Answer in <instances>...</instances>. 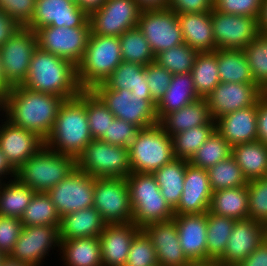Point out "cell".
Listing matches in <instances>:
<instances>
[{
	"label": "cell",
	"mask_w": 267,
	"mask_h": 266,
	"mask_svg": "<svg viewBox=\"0 0 267 266\" xmlns=\"http://www.w3.org/2000/svg\"><path fill=\"white\" fill-rule=\"evenodd\" d=\"M216 49L243 50L260 33L258 19L211 11Z\"/></svg>",
	"instance_id": "2e32d148"
},
{
	"label": "cell",
	"mask_w": 267,
	"mask_h": 266,
	"mask_svg": "<svg viewBox=\"0 0 267 266\" xmlns=\"http://www.w3.org/2000/svg\"><path fill=\"white\" fill-rule=\"evenodd\" d=\"M167 8L176 14L211 12L213 0H168Z\"/></svg>",
	"instance_id": "9f6ffc18"
},
{
	"label": "cell",
	"mask_w": 267,
	"mask_h": 266,
	"mask_svg": "<svg viewBox=\"0 0 267 266\" xmlns=\"http://www.w3.org/2000/svg\"><path fill=\"white\" fill-rule=\"evenodd\" d=\"M188 164L189 160L174 158L152 173L159 185L162 196L173 210L181 199Z\"/></svg>",
	"instance_id": "e575fe53"
},
{
	"label": "cell",
	"mask_w": 267,
	"mask_h": 266,
	"mask_svg": "<svg viewBox=\"0 0 267 266\" xmlns=\"http://www.w3.org/2000/svg\"><path fill=\"white\" fill-rule=\"evenodd\" d=\"M106 223L94 207L65 214L60 219L59 239L99 237Z\"/></svg>",
	"instance_id": "83f0119b"
},
{
	"label": "cell",
	"mask_w": 267,
	"mask_h": 266,
	"mask_svg": "<svg viewBox=\"0 0 267 266\" xmlns=\"http://www.w3.org/2000/svg\"><path fill=\"white\" fill-rule=\"evenodd\" d=\"M119 37L90 34L82 61L77 65V80L82 90L104 83L122 62Z\"/></svg>",
	"instance_id": "5b68a950"
},
{
	"label": "cell",
	"mask_w": 267,
	"mask_h": 266,
	"mask_svg": "<svg viewBox=\"0 0 267 266\" xmlns=\"http://www.w3.org/2000/svg\"><path fill=\"white\" fill-rule=\"evenodd\" d=\"M200 99L194 87L191 73L173 75L163 97L156 104V115L160 121L166 114L177 111Z\"/></svg>",
	"instance_id": "f546056e"
},
{
	"label": "cell",
	"mask_w": 267,
	"mask_h": 266,
	"mask_svg": "<svg viewBox=\"0 0 267 266\" xmlns=\"http://www.w3.org/2000/svg\"><path fill=\"white\" fill-rule=\"evenodd\" d=\"M65 266H103L99 237L60 240Z\"/></svg>",
	"instance_id": "1f68e13d"
},
{
	"label": "cell",
	"mask_w": 267,
	"mask_h": 266,
	"mask_svg": "<svg viewBox=\"0 0 267 266\" xmlns=\"http://www.w3.org/2000/svg\"><path fill=\"white\" fill-rule=\"evenodd\" d=\"M180 246L190 261L207 260V213L175 215Z\"/></svg>",
	"instance_id": "d4e9b609"
},
{
	"label": "cell",
	"mask_w": 267,
	"mask_h": 266,
	"mask_svg": "<svg viewBox=\"0 0 267 266\" xmlns=\"http://www.w3.org/2000/svg\"><path fill=\"white\" fill-rule=\"evenodd\" d=\"M248 219L267 226V176L248 181Z\"/></svg>",
	"instance_id": "c3c4849f"
},
{
	"label": "cell",
	"mask_w": 267,
	"mask_h": 266,
	"mask_svg": "<svg viewBox=\"0 0 267 266\" xmlns=\"http://www.w3.org/2000/svg\"><path fill=\"white\" fill-rule=\"evenodd\" d=\"M237 266H267V239Z\"/></svg>",
	"instance_id": "91938a15"
},
{
	"label": "cell",
	"mask_w": 267,
	"mask_h": 266,
	"mask_svg": "<svg viewBox=\"0 0 267 266\" xmlns=\"http://www.w3.org/2000/svg\"><path fill=\"white\" fill-rule=\"evenodd\" d=\"M38 47L36 32L21 26L15 34L0 47V62L4 81L10 86L21 85L29 71L30 61Z\"/></svg>",
	"instance_id": "30bf717a"
},
{
	"label": "cell",
	"mask_w": 267,
	"mask_h": 266,
	"mask_svg": "<svg viewBox=\"0 0 267 266\" xmlns=\"http://www.w3.org/2000/svg\"><path fill=\"white\" fill-rule=\"evenodd\" d=\"M22 228L20 218L0 215V252L4 256H8L13 250Z\"/></svg>",
	"instance_id": "db71d44e"
},
{
	"label": "cell",
	"mask_w": 267,
	"mask_h": 266,
	"mask_svg": "<svg viewBox=\"0 0 267 266\" xmlns=\"http://www.w3.org/2000/svg\"><path fill=\"white\" fill-rule=\"evenodd\" d=\"M232 156L247 181L267 176V145L258 140L232 146Z\"/></svg>",
	"instance_id": "836d02e7"
},
{
	"label": "cell",
	"mask_w": 267,
	"mask_h": 266,
	"mask_svg": "<svg viewBox=\"0 0 267 266\" xmlns=\"http://www.w3.org/2000/svg\"><path fill=\"white\" fill-rule=\"evenodd\" d=\"M257 140L267 145V93L257 102Z\"/></svg>",
	"instance_id": "6f0895ef"
},
{
	"label": "cell",
	"mask_w": 267,
	"mask_h": 266,
	"mask_svg": "<svg viewBox=\"0 0 267 266\" xmlns=\"http://www.w3.org/2000/svg\"><path fill=\"white\" fill-rule=\"evenodd\" d=\"M266 93L255 83H222L220 82L205 98L211 116L217 118L253 105Z\"/></svg>",
	"instance_id": "d6986e66"
},
{
	"label": "cell",
	"mask_w": 267,
	"mask_h": 266,
	"mask_svg": "<svg viewBox=\"0 0 267 266\" xmlns=\"http://www.w3.org/2000/svg\"><path fill=\"white\" fill-rule=\"evenodd\" d=\"M94 180L93 176L76 168L47 192L60 217L93 207Z\"/></svg>",
	"instance_id": "9a60e30c"
},
{
	"label": "cell",
	"mask_w": 267,
	"mask_h": 266,
	"mask_svg": "<svg viewBox=\"0 0 267 266\" xmlns=\"http://www.w3.org/2000/svg\"><path fill=\"white\" fill-rule=\"evenodd\" d=\"M217 67L222 83H254L243 50L216 49Z\"/></svg>",
	"instance_id": "d590c367"
},
{
	"label": "cell",
	"mask_w": 267,
	"mask_h": 266,
	"mask_svg": "<svg viewBox=\"0 0 267 266\" xmlns=\"http://www.w3.org/2000/svg\"><path fill=\"white\" fill-rule=\"evenodd\" d=\"M184 43L198 52L216 50L211 12L177 14Z\"/></svg>",
	"instance_id": "4316f807"
},
{
	"label": "cell",
	"mask_w": 267,
	"mask_h": 266,
	"mask_svg": "<svg viewBox=\"0 0 267 266\" xmlns=\"http://www.w3.org/2000/svg\"><path fill=\"white\" fill-rule=\"evenodd\" d=\"M90 27L46 26L36 31L38 47L42 50L65 58L76 66L82 61Z\"/></svg>",
	"instance_id": "5bb4252c"
},
{
	"label": "cell",
	"mask_w": 267,
	"mask_h": 266,
	"mask_svg": "<svg viewBox=\"0 0 267 266\" xmlns=\"http://www.w3.org/2000/svg\"><path fill=\"white\" fill-rule=\"evenodd\" d=\"M64 101L63 97L16 85L6 93L0 103V111L12 124L33 131L46 140Z\"/></svg>",
	"instance_id": "6da1fadb"
},
{
	"label": "cell",
	"mask_w": 267,
	"mask_h": 266,
	"mask_svg": "<svg viewBox=\"0 0 267 266\" xmlns=\"http://www.w3.org/2000/svg\"><path fill=\"white\" fill-rule=\"evenodd\" d=\"M92 140L86 113V90H82L77 97L61 104L45 146L77 160Z\"/></svg>",
	"instance_id": "3957f363"
},
{
	"label": "cell",
	"mask_w": 267,
	"mask_h": 266,
	"mask_svg": "<svg viewBox=\"0 0 267 266\" xmlns=\"http://www.w3.org/2000/svg\"><path fill=\"white\" fill-rule=\"evenodd\" d=\"M216 130L231 145L257 140V104L215 120Z\"/></svg>",
	"instance_id": "484cf974"
},
{
	"label": "cell",
	"mask_w": 267,
	"mask_h": 266,
	"mask_svg": "<svg viewBox=\"0 0 267 266\" xmlns=\"http://www.w3.org/2000/svg\"><path fill=\"white\" fill-rule=\"evenodd\" d=\"M137 27L145 36L155 56L184 43L177 14L168 8L142 10Z\"/></svg>",
	"instance_id": "4fadbf2b"
},
{
	"label": "cell",
	"mask_w": 267,
	"mask_h": 266,
	"mask_svg": "<svg viewBox=\"0 0 267 266\" xmlns=\"http://www.w3.org/2000/svg\"><path fill=\"white\" fill-rule=\"evenodd\" d=\"M77 168L94 178H126L132 171L129 148L93 139L76 160Z\"/></svg>",
	"instance_id": "ba28073f"
},
{
	"label": "cell",
	"mask_w": 267,
	"mask_h": 266,
	"mask_svg": "<svg viewBox=\"0 0 267 266\" xmlns=\"http://www.w3.org/2000/svg\"><path fill=\"white\" fill-rule=\"evenodd\" d=\"M139 129L140 128L133 123L115 118L101 140L111 145L129 148Z\"/></svg>",
	"instance_id": "816d5d0a"
},
{
	"label": "cell",
	"mask_w": 267,
	"mask_h": 266,
	"mask_svg": "<svg viewBox=\"0 0 267 266\" xmlns=\"http://www.w3.org/2000/svg\"><path fill=\"white\" fill-rule=\"evenodd\" d=\"M232 155V146L215 130L205 143L195 152L189 163L195 167L208 169Z\"/></svg>",
	"instance_id": "ee69618b"
},
{
	"label": "cell",
	"mask_w": 267,
	"mask_h": 266,
	"mask_svg": "<svg viewBox=\"0 0 267 266\" xmlns=\"http://www.w3.org/2000/svg\"><path fill=\"white\" fill-rule=\"evenodd\" d=\"M7 175H10L9 178H16V170L11 166L6 156L0 149V181L3 182V179H7Z\"/></svg>",
	"instance_id": "94428289"
},
{
	"label": "cell",
	"mask_w": 267,
	"mask_h": 266,
	"mask_svg": "<svg viewBox=\"0 0 267 266\" xmlns=\"http://www.w3.org/2000/svg\"><path fill=\"white\" fill-rule=\"evenodd\" d=\"M151 239L159 266H185L190 260L184 254L175 221L153 223L142 229Z\"/></svg>",
	"instance_id": "cb8c5ba5"
},
{
	"label": "cell",
	"mask_w": 267,
	"mask_h": 266,
	"mask_svg": "<svg viewBox=\"0 0 267 266\" xmlns=\"http://www.w3.org/2000/svg\"><path fill=\"white\" fill-rule=\"evenodd\" d=\"M93 207L106 224L132 222L126 178H95Z\"/></svg>",
	"instance_id": "8fae6325"
},
{
	"label": "cell",
	"mask_w": 267,
	"mask_h": 266,
	"mask_svg": "<svg viewBox=\"0 0 267 266\" xmlns=\"http://www.w3.org/2000/svg\"><path fill=\"white\" fill-rule=\"evenodd\" d=\"M0 266H32L30 264H27L25 262H21V261H18L14 258H11L9 255L8 256H4L1 263H0Z\"/></svg>",
	"instance_id": "03108f58"
},
{
	"label": "cell",
	"mask_w": 267,
	"mask_h": 266,
	"mask_svg": "<svg viewBox=\"0 0 267 266\" xmlns=\"http://www.w3.org/2000/svg\"><path fill=\"white\" fill-rule=\"evenodd\" d=\"M139 6L144 9L167 8L168 0H136Z\"/></svg>",
	"instance_id": "be15d7a7"
},
{
	"label": "cell",
	"mask_w": 267,
	"mask_h": 266,
	"mask_svg": "<svg viewBox=\"0 0 267 266\" xmlns=\"http://www.w3.org/2000/svg\"><path fill=\"white\" fill-rule=\"evenodd\" d=\"M58 228L59 226L54 225L23 226L9 256L32 266H41L50 250H56L55 247L59 250Z\"/></svg>",
	"instance_id": "e0dca14e"
},
{
	"label": "cell",
	"mask_w": 267,
	"mask_h": 266,
	"mask_svg": "<svg viewBox=\"0 0 267 266\" xmlns=\"http://www.w3.org/2000/svg\"><path fill=\"white\" fill-rule=\"evenodd\" d=\"M249 193L247 185L237 188L220 189L212 192L209 212L234 220L248 219Z\"/></svg>",
	"instance_id": "4dcf8cb0"
},
{
	"label": "cell",
	"mask_w": 267,
	"mask_h": 266,
	"mask_svg": "<svg viewBox=\"0 0 267 266\" xmlns=\"http://www.w3.org/2000/svg\"><path fill=\"white\" fill-rule=\"evenodd\" d=\"M142 10L136 0H106L89 14L90 34L119 37L138 26Z\"/></svg>",
	"instance_id": "7c38bea8"
},
{
	"label": "cell",
	"mask_w": 267,
	"mask_h": 266,
	"mask_svg": "<svg viewBox=\"0 0 267 266\" xmlns=\"http://www.w3.org/2000/svg\"><path fill=\"white\" fill-rule=\"evenodd\" d=\"M132 222L143 229L153 223L174 218V210L161 194L153 174L131 172L127 177Z\"/></svg>",
	"instance_id": "277c9868"
},
{
	"label": "cell",
	"mask_w": 267,
	"mask_h": 266,
	"mask_svg": "<svg viewBox=\"0 0 267 266\" xmlns=\"http://www.w3.org/2000/svg\"><path fill=\"white\" fill-rule=\"evenodd\" d=\"M212 190L206 169L187 165L181 199L174 215L201 214L209 210Z\"/></svg>",
	"instance_id": "7402d4cb"
},
{
	"label": "cell",
	"mask_w": 267,
	"mask_h": 266,
	"mask_svg": "<svg viewBox=\"0 0 267 266\" xmlns=\"http://www.w3.org/2000/svg\"><path fill=\"white\" fill-rule=\"evenodd\" d=\"M258 22L260 32L267 35V0H263L262 2L261 13Z\"/></svg>",
	"instance_id": "e7e4bbea"
},
{
	"label": "cell",
	"mask_w": 267,
	"mask_h": 266,
	"mask_svg": "<svg viewBox=\"0 0 267 266\" xmlns=\"http://www.w3.org/2000/svg\"><path fill=\"white\" fill-rule=\"evenodd\" d=\"M185 266H223L218 260L190 261Z\"/></svg>",
	"instance_id": "a7ac6f4b"
},
{
	"label": "cell",
	"mask_w": 267,
	"mask_h": 266,
	"mask_svg": "<svg viewBox=\"0 0 267 266\" xmlns=\"http://www.w3.org/2000/svg\"><path fill=\"white\" fill-rule=\"evenodd\" d=\"M61 217L47 193L35 192L20 221L23 226L60 225Z\"/></svg>",
	"instance_id": "60d3db41"
},
{
	"label": "cell",
	"mask_w": 267,
	"mask_h": 266,
	"mask_svg": "<svg viewBox=\"0 0 267 266\" xmlns=\"http://www.w3.org/2000/svg\"><path fill=\"white\" fill-rule=\"evenodd\" d=\"M86 113L93 139H101L115 116L92 90H86Z\"/></svg>",
	"instance_id": "7dc6e473"
},
{
	"label": "cell",
	"mask_w": 267,
	"mask_h": 266,
	"mask_svg": "<svg viewBox=\"0 0 267 266\" xmlns=\"http://www.w3.org/2000/svg\"><path fill=\"white\" fill-rule=\"evenodd\" d=\"M76 168L74 157L44 145L16 170V179L35 192L47 193Z\"/></svg>",
	"instance_id": "8992f818"
},
{
	"label": "cell",
	"mask_w": 267,
	"mask_h": 266,
	"mask_svg": "<svg viewBox=\"0 0 267 266\" xmlns=\"http://www.w3.org/2000/svg\"><path fill=\"white\" fill-rule=\"evenodd\" d=\"M25 88L63 97H77L82 89L77 80V66L65 58L37 47L32 55Z\"/></svg>",
	"instance_id": "7a4b0ae2"
},
{
	"label": "cell",
	"mask_w": 267,
	"mask_h": 266,
	"mask_svg": "<svg viewBox=\"0 0 267 266\" xmlns=\"http://www.w3.org/2000/svg\"><path fill=\"white\" fill-rule=\"evenodd\" d=\"M106 0H77V5L88 15L94 10L99 9Z\"/></svg>",
	"instance_id": "6125c7cd"
},
{
	"label": "cell",
	"mask_w": 267,
	"mask_h": 266,
	"mask_svg": "<svg viewBox=\"0 0 267 266\" xmlns=\"http://www.w3.org/2000/svg\"><path fill=\"white\" fill-rule=\"evenodd\" d=\"M35 191L22 184L18 179L10 178L0 183V215L21 218Z\"/></svg>",
	"instance_id": "8d00e7d4"
},
{
	"label": "cell",
	"mask_w": 267,
	"mask_h": 266,
	"mask_svg": "<svg viewBox=\"0 0 267 266\" xmlns=\"http://www.w3.org/2000/svg\"><path fill=\"white\" fill-rule=\"evenodd\" d=\"M129 157L132 172L152 174L175 158L172 137L159 123L140 128L129 146Z\"/></svg>",
	"instance_id": "52a82bcc"
},
{
	"label": "cell",
	"mask_w": 267,
	"mask_h": 266,
	"mask_svg": "<svg viewBox=\"0 0 267 266\" xmlns=\"http://www.w3.org/2000/svg\"><path fill=\"white\" fill-rule=\"evenodd\" d=\"M172 77L173 74L159 65L156 61L145 66V79L148 82L152 100L156 104L167 91Z\"/></svg>",
	"instance_id": "f907efd6"
},
{
	"label": "cell",
	"mask_w": 267,
	"mask_h": 266,
	"mask_svg": "<svg viewBox=\"0 0 267 266\" xmlns=\"http://www.w3.org/2000/svg\"><path fill=\"white\" fill-rule=\"evenodd\" d=\"M263 0H213V8L224 14L259 19Z\"/></svg>",
	"instance_id": "f5cc1de1"
},
{
	"label": "cell",
	"mask_w": 267,
	"mask_h": 266,
	"mask_svg": "<svg viewBox=\"0 0 267 266\" xmlns=\"http://www.w3.org/2000/svg\"><path fill=\"white\" fill-rule=\"evenodd\" d=\"M3 118L5 121L1 118L2 125L0 124V149L17 170L45 145V140L33 131L16 126Z\"/></svg>",
	"instance_id": "44dd1931"
},
{
	"label": "cell",
	"mask_w": 267,
	"mask_h": 266,
	"mask_svg": "<svg viewBox=\"0 0 267 266\" xmlns=\"http://www.w3.org/2000/svg\"><path fill=\"white\" fill-rule=\"evenodd\" d=\"M199 52L186 43L164 50L155 56V61L173 75L190 73Z\"/></svg>",
	"instance_id": "bcb514c9"
},
{
	"label": "cell",
	"mask_w": 267,
	"mask_h": 266,
	"mask_svg": "<svg viewBox=\"0 0 267 266\" xmlns=\"http://www.w3.org/2000/svg\"><path fill=\"white\" fill-rule=\"evenodd\" d=\"M36 0H0V9L25 26L32 18Z\"/></svg>",
	"instance_id": "11a10c76"
},
{
	"label": "cell",
	"mask_w": 267,
	"mask_h": 266,
	"mask_svg": "<svg viewBox=\"0 0 267 266\" xmlns=\"http://www.w3.org/2000/svg\"><path fill=\"white\" fill-rule=\"evenodd\" d=\"M121 56L124 62L147 66L155 61L148 41L138 27L125 31L119 36Z\"/></svg>",
	"instance_id": "ab89813d"
},
{
	"label": "cell",
	"mask_w": 267,
	"mask_h": 266,
	"mask_svg": "<svg viewBox=\"0 0 267 266\" xmlns=\"http://www.w3.org/2000/svg\"><path fill=\"white\" fill-rule=\"evenodd\" d=\"M92 91L117 119L133 123L139 128L159 122L156 103L153 100H145L144 95L131 94L127 89H108L103 83L96 85Z\"/></svg>",
	"instance_id": "9c48e42d"
},
{
	"label": "cell",
	"mask_w": 267,
	"mask_h": 266,
	"mask_svg": "<svg viewBox=\"0 0 267 266\" xmlns=\"http://www.w3.org/2000/svg\"><path fill=\"white\" fill-rule=\"evenodd\" d=\"M207 213V260H218L225 252L236 220Z\"/></svg>",
	"instance_id": "f35d334b"
},
{
	"label": "cell",
	"mask_w": 267,
	"mask_h": 266,
	"mask_svg": "<svg viewBox=\"0 0 267 266\" xmlns=\"http://www.w3.org/2000/svg\"><path fill=\"white\" fill-rule=\"evenodd\" d=\"M207 173L212 192L220 189L242 187L248 183L232 155L208 168Z\"/></svg>",
	"instance_id": "7bdbcfd3"
},
{
	"label": "cell",
	"mask_w": 267,
	"mask_h": 266,
	"mask_svg": "<svg viewBox=\"0 0 267 266\" xmlns=\"http://www.w3.org/2000/svg\"><path fill=\"white\" fill-rule=\"evenodd\" d=\"M11 87L4 81L2 65L0 62V103L6 96V93Z\"/></svg>",
	"instance_id": "003e7915"
},
{
	"label": "cell",
	"mask_w": 267,
	"mask_h": 266,
	"mask_svg": "<svg viewBox=\"0 0 267 266\" xmlns=\"http://www.w3.org/2000/svg\"><path fill=\"white\" fill-rule=\"evenodd\" d=\"M108 89L131 91V94L144 95L152 100L148 82L145 79V66L122 61L103 83Z\"/></svg>",
	"instance_id": "d6a6232c"
},
{
	"label": "cell",
	"mask_w": 267,
	"mask_h": 266,
	"mask_svg": "<svg viewBox=\"0 0 267 266\" xmlns=\"http://www.w3.org/2000/svg\"><path fill=\"white\" fill-rule=\"evenodd\" d=\"M46 26L90 27L89 15L74 0H36L33 16L25 27L36 32Z\"/></svg>",
	"instance_id": "ac0fdd59"
},
{
	"label": "cell",
	"mask_w": 267,
	"mask_h": 266,
	"mask_svg": "<svg viewBox=\"0 0 267 266\" xmlns=\"http://www.w3.org/2000/svg\"><path fill=\"white\" fill-rule=\"evenodd\" d=\"M254 83L267 93V35L259 33L244 49Z\"/></svg>",
	"instance_id": "f6af8a7d"
},
{
	"label": "cell",
	"mask_w": 267,
	"mask_h": 266,
	"mask_svg": "<svg viewBox=\"0 0 267 266\" xmlns=\"http://www.w3.org/2000/svg\"><path fill=\"white\" fill-rule=\"evenodd\" d=\"M21 25L0 9V47L8 41Z\"/></svg>",
	"instance_id": "680465c9"
},
{
	"label": "cell",
	"mask_w": 267,
	"mask_h": 266,
	"mask_svg": "<svg viewBox=\"0 0 267 266\" xmlns=\"http://www.w3.org/2000/svg\"><path fill=\"white\" fill-rule=\"evenodd\" d=\"M266 228L265 224L252 219L237 220L218 261L223 266H237L266 240Z\"/></svg>",
	"instance_id": "ffe728a7"
},
{
	"label": "cell",
	"mask_w": 267,
	"mask_h": 266,
	"mask_svg": "<svg viewBox=\"0 0 267 266\" xmlns=\"http://www.w3.org/2000/svg\"><path fill=\"white\" fill-rule=\"evenodd\" d=\"M3 257H4V255L0 252V263H1L2 259H3Z\"/></svg>",
	"instance_id": "89a4df30"
},
{
	"label": "cell",
	"mask_w": 267,
	"mask_h": 266,
	"mask_svg": "<svg viewBox=\"0 0 267 266\" xmlns=\"http://www.w3.org/2000/svg\"><path fill=\"white\" fill-rule=\"evenodd\" d=\"M141 229L133 222L106 224L99 236L103 266H125L134 236Z\"/></svg>",
	"instance_id": "603a6c76"
},
{
	"label": "cell",
	"mask_w": 267,
	"mask_h": 266,
	"mask_svg": "<svg viewBox=\"0 0 267 266\" xmlns=\"http://www.w3.org/2000/svg\"><path fill=\"white\" fill-rule=\"evenodd\" d=\"M158 123L171 137L196 126L216 124L206 99L202 98L166 114Z\"/></svg>",
	"instance_id": "f1b7e54d"
},
{
	"label": "cell",
	"mask_w": 267,
	"mask_h": 266,
	"mask_svg": "<svg viewBox=\"0 0 267 266\" xmlns=\"http://www.w3.org/2000/svg\"><path fill=\"white\" fill-rule=\"evenodd\" d=\"M216 130V124L196 126L172 136L175 158L190 160Z\"/></svg>",
	"instance_id": "b9f144b4"
},
{
	"label": "cell",
	"mask_w": 267,
	"mask_h": 266,
	"mask_svg": "<svg viewBox=\"0 0 267 266\" xmlns=\"http://www.w3.org/2000/svg\"><path fill=\"white\" fill-rule=\"evenodd\" d=\"M190 73L199 98H207L220 83L216 53L199 52Z\"/></svg>",
	"instance_id": "74e56055"
},
{
	"label": "cell",
	"mask_w": 267,
	"mask_h": 266,
	"mask_svg": "<svg viewBox=\"0 0 267 266\" xmlns=\"http://www.w3.org/2000/svg\"><path fill=\"white\" fill-rule=\"evenodd\" d=\"M126 266H159L151 239L142 229L132 240Z\"/></svg>",
	"instance_id": "681fc988"
}]
</instances>
